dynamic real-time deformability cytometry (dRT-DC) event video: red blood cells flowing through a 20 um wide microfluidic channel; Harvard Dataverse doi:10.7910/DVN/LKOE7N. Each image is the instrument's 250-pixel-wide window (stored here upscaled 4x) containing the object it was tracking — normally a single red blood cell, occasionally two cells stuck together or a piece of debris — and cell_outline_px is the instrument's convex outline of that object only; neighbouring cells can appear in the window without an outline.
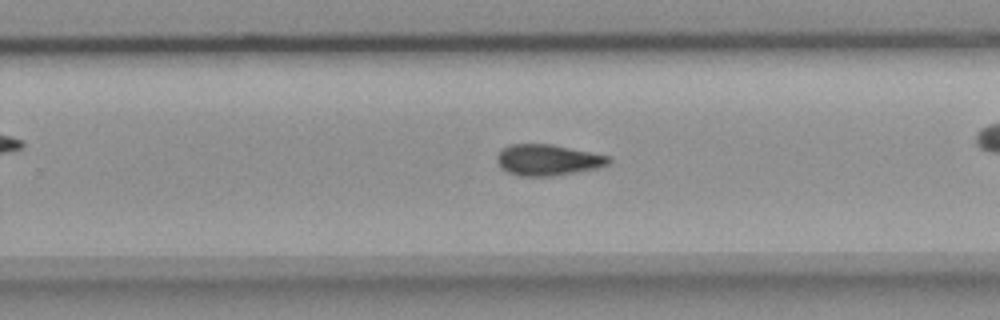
{"species": "common noctule bat (a hibernating species)", "species_latin": "Nyctalus noctula", "temperature_condition": "room temperature", "stored_images_in_passage": 49, "camera_frame_rate_fps": 3000, "um_per_image_px": 0.085, "animal": {"sex": "female", "body_mass_g": 18.4}, "frame": {"image": 1, "passage_image": 28, "time_ms": 9.0, "image_size_px": [1000, 320], "cell_outline_px": [[612, 160], [608, 164], [596, 168], [556, 176], [520, 176], [508, 172], [500, 168], [496, 160], [496, 156], [500, 148], [508, 144], [552, 144], [608, 156]], "centroid_in_image_um": [46.49, 13.59], "position_along_channel_um": 283.3, "area_um2": 20.35}, "authors_computed_cell_mechanics": {"area_um2": 19.9988, "velocity_mm_per_s": 3.6959, "shape_relaxation_time_tau1_ms": null, "shape_relaxation_time_tau2_ms": 9.9658, "deformation_change_tau1": null, "deformation_change_tau2": 0.1663}}